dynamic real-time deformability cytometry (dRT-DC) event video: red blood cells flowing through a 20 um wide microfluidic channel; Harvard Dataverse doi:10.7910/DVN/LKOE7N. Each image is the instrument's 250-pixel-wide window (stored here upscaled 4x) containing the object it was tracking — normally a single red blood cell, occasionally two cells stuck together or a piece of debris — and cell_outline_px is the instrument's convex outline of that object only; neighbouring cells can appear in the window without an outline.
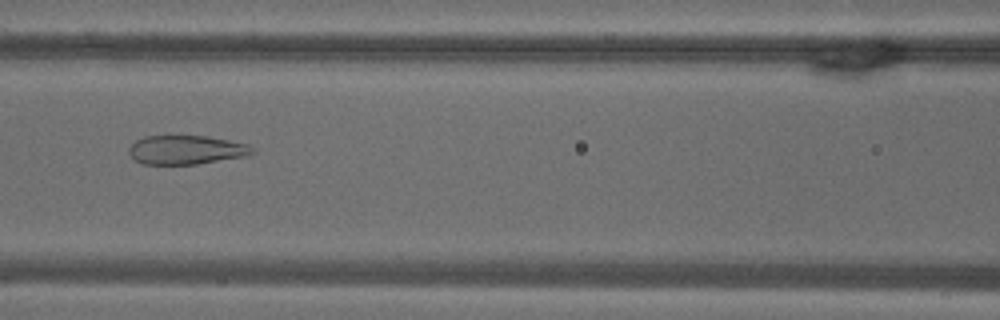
{"species": "common noctule bat (a hibernating species)", "species_latin": "Nyctalus noctula", "temperature_condition": "warm", "stored_images_in_passage": 54, "camera_frame_rate_fps": 3000, "um_per_image_px": 0.085, "animal": {"sex": "male", "body_mass_g": 18.8}, "frame": {"image": 1, "passage_image": 24, "time_ms": 7.667, "image_size_px": [1000, 320], "cell_outline_px": [[256, 152], [244, 156], [196, 164], [144, 164], [136, 160], [128, 152], [128, 148], [136, 140], [144, 136], [208, 136], [248, 144]], "centroid_in_image_um": [15.81, 12.73], "position_along_channel_um": 150.8, "area_um2": 20.63}}
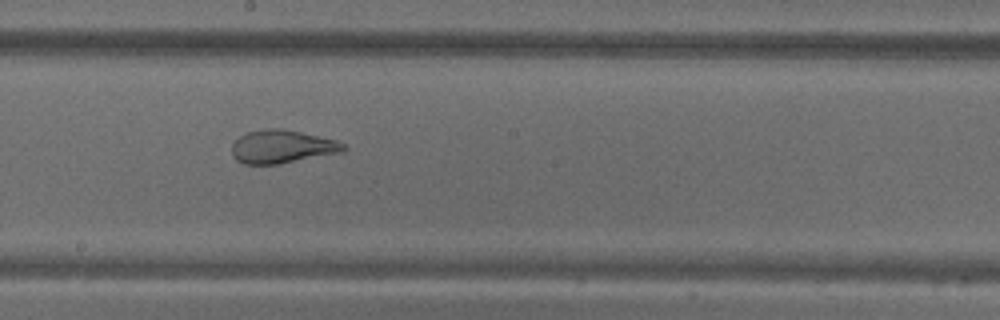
{"frame": {"image": 2, "passage_image": 30, "time_ms": 9.667, "image_size_px": [1000, 320], "cell_outline_px": [[348, 148], [344, 152], [280, 164], [244, 164], [236, 160], [232, 156], [232, 144], [240, 136], [248, 132], [264, 128], [280, 128], [300, 132], [336, 140], [344, 144]], "centroid_in_image_um": [23.98, 12.47], "position_along_channel_um": 224.2, "area_um2": 21.73}}
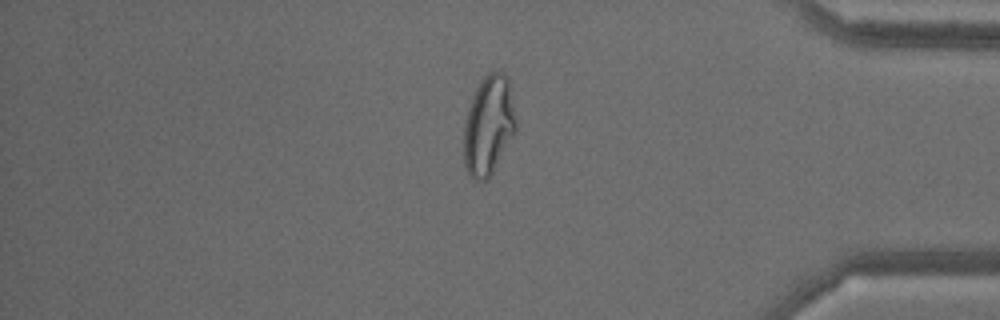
{"frame": {"image": 3, "passage_image": 46, "time_ms": 15.0, "image_size_px": [1000, 320], "cell_outline_px": [[516, 132], [488, 180], [472, 180], [464, 164], [464, 124], [468, 108], [476, 88], [484, 76], [488, 72], [504, 72], [508, 76], [516, 116]], "centroid_in_image_um": [41.54, 10.66], "position_along_channel_um": 393.7, "area_um2": 30.4}, "authors_computed_cell_mechanics": {"area_um2": 29.6225, "velocity_mm_per_s": 3.6916, "shape_relaxation_time_tau1_ms": null, "shape_relaxation_time_tau2_ms": 0.9035, "deformation_change_tau1": null, "deformation_change_tau2": 0.0871}}